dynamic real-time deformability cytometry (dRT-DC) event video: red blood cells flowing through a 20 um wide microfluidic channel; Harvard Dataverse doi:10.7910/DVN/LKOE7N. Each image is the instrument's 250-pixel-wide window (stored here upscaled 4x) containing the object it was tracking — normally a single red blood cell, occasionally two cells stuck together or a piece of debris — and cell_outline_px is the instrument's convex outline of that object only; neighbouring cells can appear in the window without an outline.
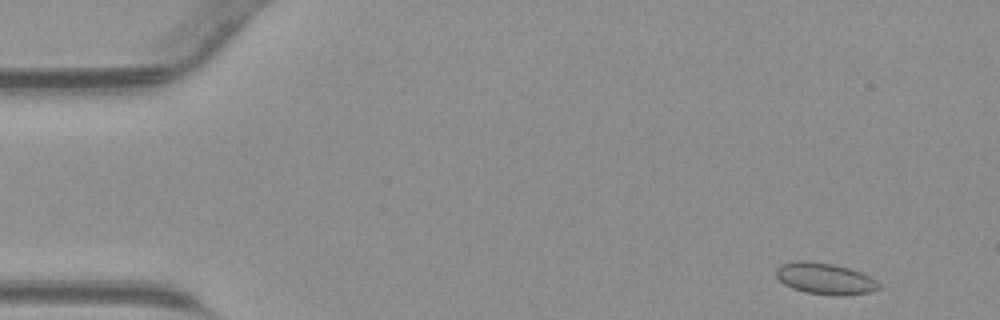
{"species": "common noctule bat (a hibernating species)", "species_latin": "Nyctalus noctula", "temperature_condition": "warm", "stored_images_in_passage": 43, "camera_frame_rate_fps": 3000, "um_per_image_px": 0.085, "animal": {"sex": "male", "body_mass_g": 23.1, "forearm_length_mm": 52.7}, "frame": {"image": 1, "passage_image": 2, "time_ms": 0.333, "image_size_px": [1000, 320], "cell_outline_px": [[880, 288], [868, 292], [844, 296], [832, 296], [804, 292], [792, 288], [784, 284], [776, 276], [776, 268], [780, 264], [800, 260], [804, 260], [832, 264], [848, 268], [860, 272], [876, 280], [880, 284]], "centroid_in_image_um": [70.1, 23.69], "position_along_channel_um": 14.9, "area_um2": 18.84}}
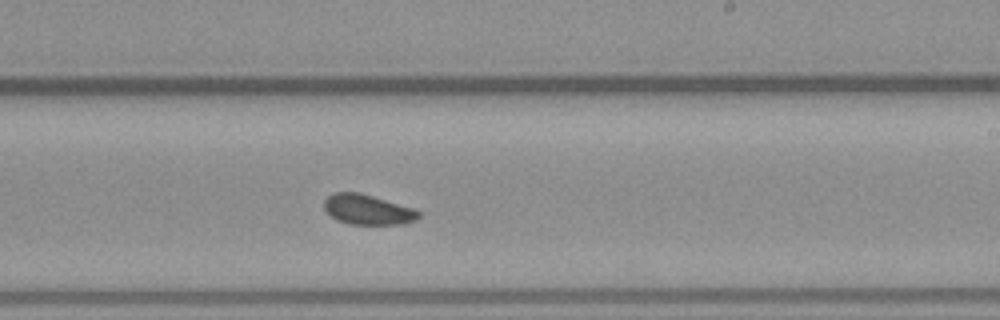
{"frame": {"image": 2, "passage_image": 25, "time_ms": 8.0, "image_size_px": [1000, 320], "cell_outline_px": [[420, 216], [416, 220], [404, 224], [348, 224], [336, 220], [324, 208], [324, 200], [332, 192], [360, 192], [412, 208], [420, 212]], "centroid_in_image_um": [31.23, 17.81], "position_along_channel_um": 257.8, "area_um2": 16.53}}
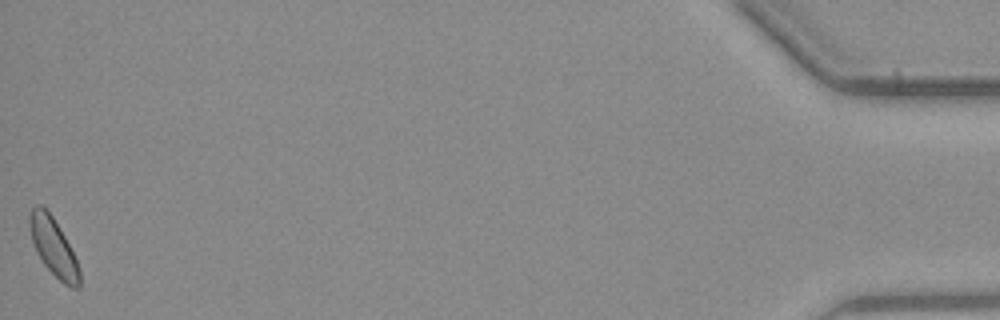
{"frame": {"image": 3, "passage_image": 43, "time_ms": 14.0, "image_size_px": [1000, 320], "cell_outline_px": [[80, 288], [72, 288], [64, 284], [44, 264], [36, 252], [28, 228], [28, 216], [32, 208], [36, 204], [40, 204], [52, 216], [64, 236], [80, 268]], "centroid_in_image_um": [4.52, 20.99], "position_along_channel_um": 430.7, "area_um2": 16.65}}